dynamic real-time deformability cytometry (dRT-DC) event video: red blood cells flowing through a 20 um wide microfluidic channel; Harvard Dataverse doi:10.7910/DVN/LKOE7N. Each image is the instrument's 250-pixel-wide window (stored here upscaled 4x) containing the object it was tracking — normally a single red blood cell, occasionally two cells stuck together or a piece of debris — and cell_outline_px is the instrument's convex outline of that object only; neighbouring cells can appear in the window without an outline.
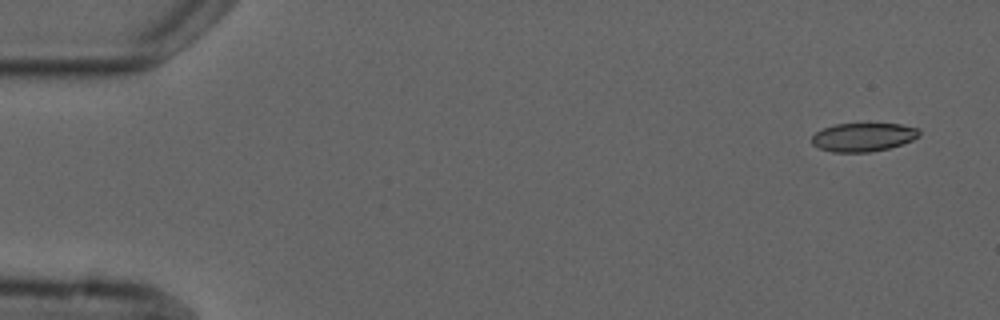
{"species": "common noctule bat (a hibernating species)", "species_latin": "Nyctalus noctula", "temperature_condition": "cold", "stored_images_in_passage": 3, "camera_frame_rate_fps": 3000, "um_per_image_px": 0.085, "animal": {"sex": "male", "forearm_length_mm": 52.5}, "frame": {"image": 1, "passage_image": 1, "time_ms": 0.0, "image_size_px": [1000, 320], "cell_outline_px": [[920, 136], [912, 140], [888, 148], [872, 152], [832, 152], [820, 148], [812, 144], [812, 136], [816, 132], [824, 128], [836, 124], [900, 124], [920, 128]], "centroid_in_image_um": [73.39, 11.65], "position_along_channel_um": 11.6, "area_um2": 17.8}}
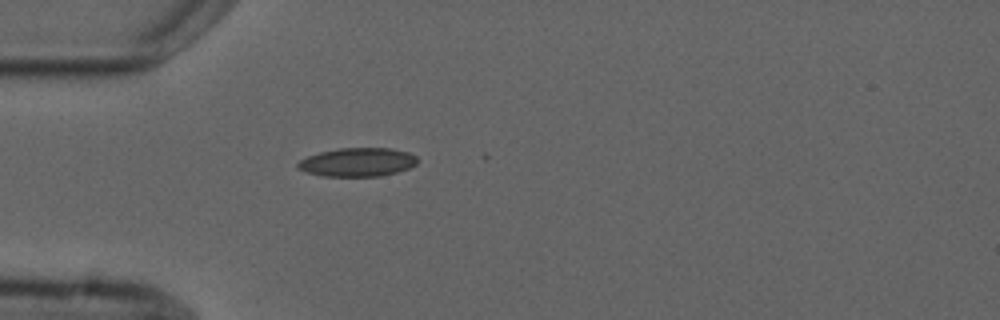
{"frame": {"image": 2, "passage_image": 3, "time_ms": 4.333, "image_size_px": [1000, 320], "cell_outline_px": [[416, 164], [408, 168], [396, 172], [380, 176], [324, 176], [304, 172], [296, 168], [296, 164], [300, 160], [308, 156], [320, 152], [340, 148], [392, 148], [408, 152], [416, 156]], "centroid_in_image_um": [30.35, 13.78], "position_along_channel_um": 54.6, "area_um2": 19.94}}